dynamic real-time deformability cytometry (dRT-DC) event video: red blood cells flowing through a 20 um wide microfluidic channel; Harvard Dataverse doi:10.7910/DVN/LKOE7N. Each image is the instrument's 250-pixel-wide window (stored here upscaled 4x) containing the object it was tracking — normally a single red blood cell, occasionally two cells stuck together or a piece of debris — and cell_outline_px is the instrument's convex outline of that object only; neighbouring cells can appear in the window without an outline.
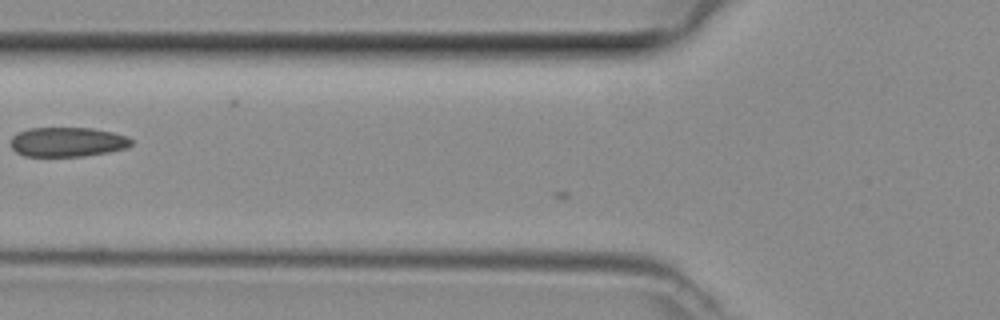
{"species": "common noctule bat (a hibernating species)", "species_latin": "Nyctalus noctula", "temperature_condition": "room temperature", "stored_images_in_passage": 8, "camera_frame_rate_fps": 3000, "um_per_image_px": 0.085, "animal": {"sex": "female", "body_mass_g": 29.2, "forearm_length_mm": 56.3}, "frame": {"image": 1, "passage_image": 7, "time_ms": 2.0, "image_size_px": [1000, 320], "cell_outline_px": [[132, 144], [128, 148], [108, 152], [84, 156], [24, 156], [16, 152], [12, 148], [12, 136], [28, 128], [92, 128], [112, 132], [128, 136], [132, 140]], "centroid_in_image_um": [5.77, 12.07], "position_along_channel_um": 120.0, "area_um2": 20.75}}